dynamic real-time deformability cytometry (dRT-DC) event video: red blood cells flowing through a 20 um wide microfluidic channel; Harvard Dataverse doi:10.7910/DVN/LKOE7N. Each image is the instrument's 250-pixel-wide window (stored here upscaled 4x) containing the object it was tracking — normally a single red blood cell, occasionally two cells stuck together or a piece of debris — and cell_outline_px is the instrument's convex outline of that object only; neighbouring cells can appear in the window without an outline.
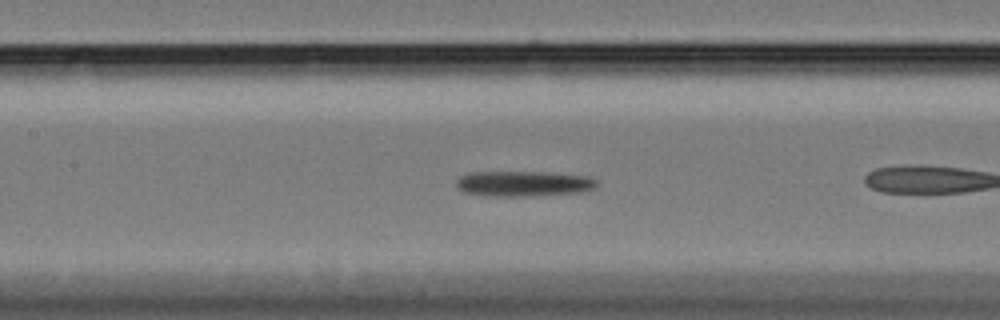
{"species": "Egyptian fruit bat (a non-hibernating species)", "species_latin": "Rousettus aegyptiacus", "temperature_condition": "cold", "stored_images_in_passage": 36, "camera_frame_rate_fps": 3000, "um_per_image_px": 0.085, "animal": {"sex": "female"}, "frame": {"image": 1, "passage_image": 11, "time_ms": 3.333, "image_size_px": [1000, 320], "cell_outline_px": [[600, 184], [596, 188], [588, 192], [524, 196], [488, 196], [464, 192], [456, 188], [456, 180], [460, 176], [468, 172], [544, 172], [588, 176], [596, 180]], "centroid_in_image_um": [44.53, 15.61], "position_along_channel_um": 162.9, "area_um2": 21.15}}
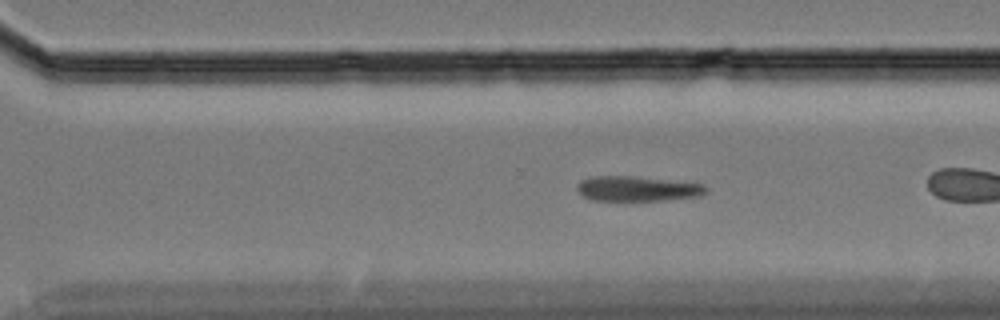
{"frame": {"image": 2, "passage_image": 25, "time_ms": 8.0, "image_size_px": [1000, 320], "cell_outline_px": [[708, 192], [704, 196], [672, 200], [592, 200], [584, 196], [576, 188], [576, 184], [580, 180], [592, 176], [632, 176], [704, 184], [708, 188]], "centroid_in_image_um": [54.23, 16.04], "position_along_channel_um": 316.4, "area_um2": 18.96}}